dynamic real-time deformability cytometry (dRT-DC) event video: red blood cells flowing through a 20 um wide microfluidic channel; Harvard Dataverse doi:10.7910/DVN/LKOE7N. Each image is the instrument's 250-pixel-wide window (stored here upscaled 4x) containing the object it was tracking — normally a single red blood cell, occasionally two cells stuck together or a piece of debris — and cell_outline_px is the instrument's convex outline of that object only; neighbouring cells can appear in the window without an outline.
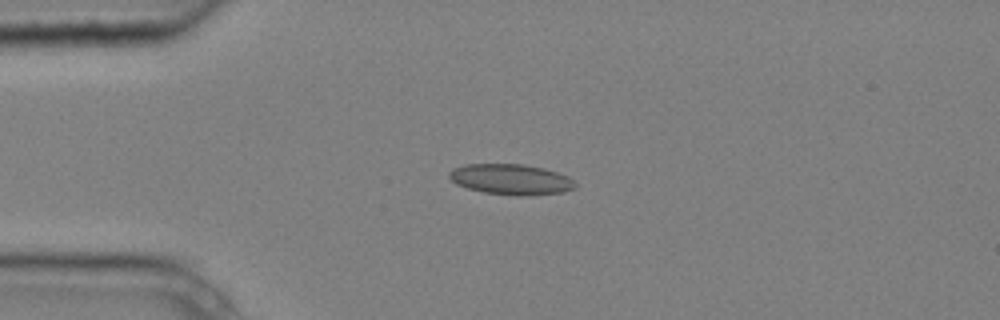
{"species": "common noctule bat (a hibernating species)", "species_latin": "Nyctalus noctula", "temperature_condition": "cold", "stored_images_in_passage": 5, "camera_frame_rate_fps": 3000, "um_per_image_px": 0.085, "animal": {"sex": "male", "body_mass_g": 20.4}, "frame": {"image": 1, "passage_image": 4, "time_ms": 1.0, "image_size_px": [1000, 320], "cell_outline_px": [[576, 188], [564, 192], [532, 196], [516, 196], [484, 192], [468, 188], [456, 184], [448, 176], [448, 172], [452, 168], [464, 164], [524, 164], [544, 168], [568, 176], [576, 184]], "centroid_in_image_um": [43.43, 15.25], "position_along_channel_um": 41.6, "area_um2": 22.72}}